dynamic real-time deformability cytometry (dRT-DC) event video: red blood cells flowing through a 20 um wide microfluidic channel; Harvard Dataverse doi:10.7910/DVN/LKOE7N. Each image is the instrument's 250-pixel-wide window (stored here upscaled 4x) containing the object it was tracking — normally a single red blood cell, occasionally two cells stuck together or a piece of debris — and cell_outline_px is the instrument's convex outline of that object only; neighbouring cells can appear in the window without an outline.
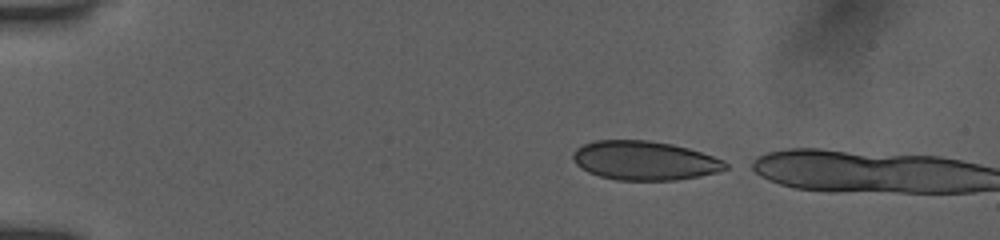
{"species": "human", "species_latin": "Homo sapiens", "temperature_condition": "room temperature", "stored_images_in_passage": 39, "camera_frame_rate_fps": 3000, "um_per_image_px": 0.085, "donor": {"sex": "female"}, "frame": {"image": 1, "passage_image": 1, "time_ms": 0.0, "image_size_px": [1000, 240], "cell_outline_px": [[728, 168], [716, 172], [700, 176], [676, 180], [616, 180], [600, 176], [588, 172], [580, 168], [572, 160], [572, 152], [576, 148], [584, 144], [596, 140], [648, 140], [672, 144], [688, 148], [724, 160], [728, 164]], "centroid_in_image_um": [54.76, 13.65], "position_along_channel_um": 30.2, "area_um2": 34.8}}
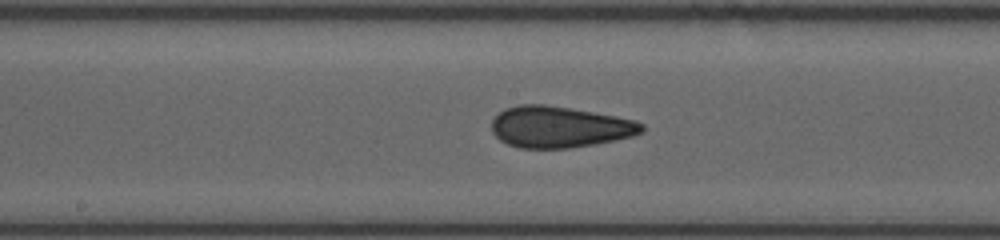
{"frame": {"image": 2, "passage_image": 20, "time_ms": 6.333, "image_size_px": [1000, 240], "cell_outline_px": [[644, 132], [632, 136], [616, 140], [596, 144], [568, 148], [520, 148], [508, 144], [500, 140], [492, 132], [492, 120], [504, 108], [520, 104], [544, 104], [616, 116], [636, 120], [644, 124]], "centroid_in_image_um": [47.57, 10.79], "position_along_channel_um": 200.6, "area_um2": 36.18}}
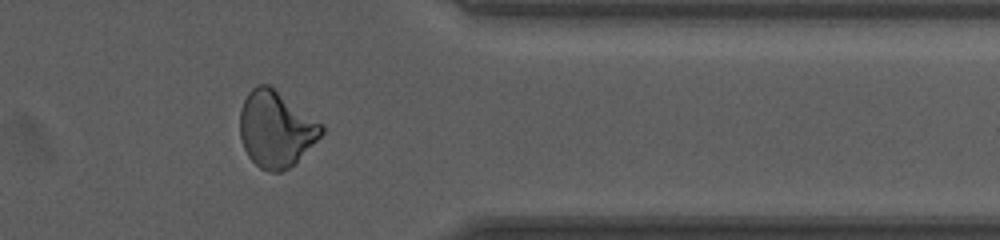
{"frame": {"image": 3, "passage_image": 35, "time_ms": 11.333, "image_size_px": [1000, 240], "cell_outline_px": [[324, 132], [288, 168], [280, 172], [272, 172], [260, 168], [248, 156], [244, 148], [240, 136], [240, 108], [248, 92], [256, 84], [268, 84], [324, 124]], "centroid_in_image_um": [23.43, 10.94], "position_along_channel_um": 388.0, "area_um2": 35.84}}